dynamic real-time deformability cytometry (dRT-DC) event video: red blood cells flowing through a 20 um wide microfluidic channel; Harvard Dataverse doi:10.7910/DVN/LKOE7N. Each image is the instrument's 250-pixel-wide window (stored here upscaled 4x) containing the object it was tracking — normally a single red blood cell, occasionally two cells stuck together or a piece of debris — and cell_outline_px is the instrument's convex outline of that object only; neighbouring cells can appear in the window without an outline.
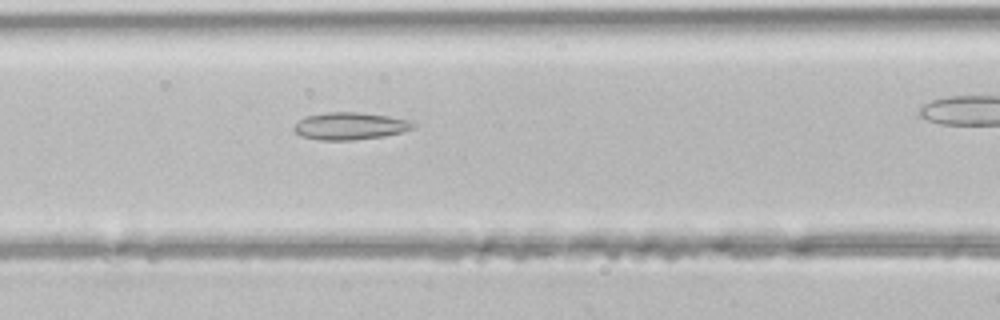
{"species": "common noctule bat (a hibernating species)", "species_latin": "Nyctalus noctula", "temperature_condition": "room temperature", "stored_images_in_passage": 23, "camera_frame_rate_fps": 3000, "um_per_image_px": 0.085, "animal": {"sex": "male", "body_mass_g": 21.5, "forearm_length_mm": 52.0}, "frame": {"image": 1, "passage_image": 5, "time_ms": 1.333, "image_size_px": [1000, 320], "cell_outline_px": [[416, 128], [384, 136], [352, 140], [320, 140], [300, 136], [292, 128], [304, 116], [324, 112], [360, 112], [388, 116], [412, 120], [416, 124]], "centroid_in_image_um": [29.77, 10.7], "position_along_channel_um": 136.8, "area_um2": 19.13}}
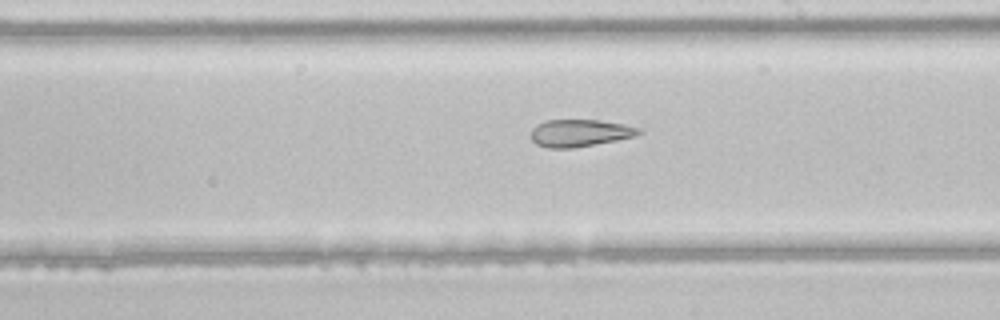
{"frame": {"image": 2, "passage_image": 12, "time_ms": 3.667, "image_size_px": [1000, 320], "cell_outline_px": [[640, 132], [636, 136], [616, 140], [572, 148], [548, 148], [536, 144], [532, 140], [532, 128], [536, 124], [544, 120], [600, 120], [624, 124], [640, 128]], "centroid_in_image_um": [49.26, 11.3], "position_along_channel_um": 239.7, "area_um2": 17.05}}
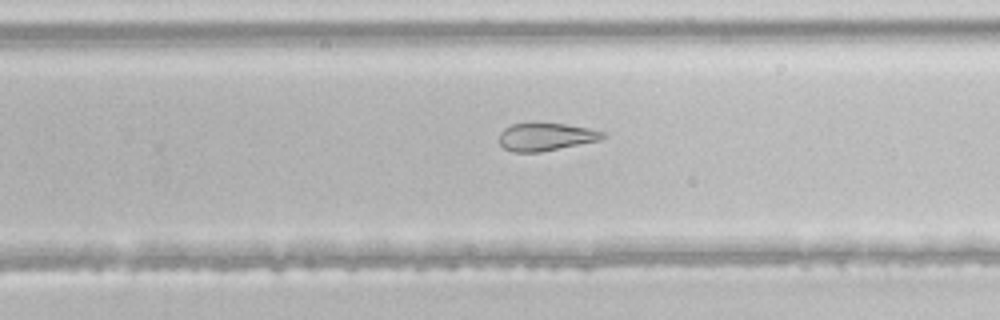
{"frame": {"image": 3, "passage_image": 15, "time_ms": 4.667, "image_size_px": [1000, 320], "cell_outline_px": [[608, 136], [600, 140], [540, 152], [512, 152], [504, 148], [500, 144], [500, 132], [504, 128], [512, 124], [528, 120], [532, 120], [564, 124], [588, 128], [608, 132]], "centroid_in_image_um": [46.4, 11.58], "position_along_channel_um": 283.4, "area_um2": 17.46}}